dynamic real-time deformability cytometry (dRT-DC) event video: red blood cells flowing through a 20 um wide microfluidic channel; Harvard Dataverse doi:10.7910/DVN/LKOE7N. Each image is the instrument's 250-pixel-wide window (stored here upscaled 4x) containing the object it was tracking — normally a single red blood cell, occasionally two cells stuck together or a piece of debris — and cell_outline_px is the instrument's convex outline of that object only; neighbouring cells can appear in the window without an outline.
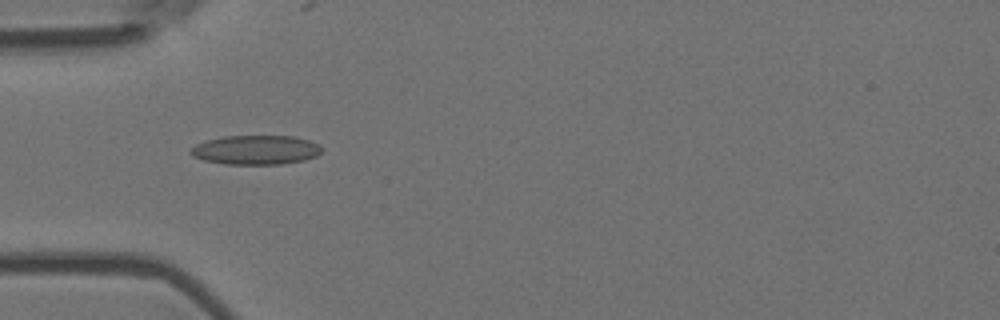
{"species": "Egyptian fruit bat (a non-hibernating species)", "species_latin": "Rousettus aegyptiacus", "temperature_condition": "room temperature", "stored_images_in_passage": 2, "camera_frame_rate_fps": 3000, "um_per_image_px": 0.085, "animal": {"sex": "female"}, "frame": {"image": 1, "passage_image": 1, "time_ms": 0.0, "image_size_px": [1000, 320], "cell_outline_px": [[324, 148], [316, 156], [304, 160], [280, 164], [224, 164], [204, 160], [192, 156], [188, 152], [196, 144], [208, 140], [224, 136], [296, 136], [320, 144]], "centroid_in_image_um": [21.76, 12.74], "position_along_channel_um": 63.2, "area_um2": 22.43}}
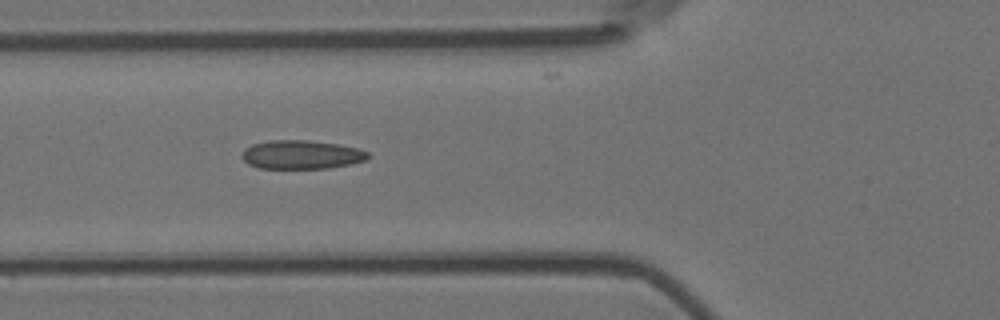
{"frame": {"image": 2, "passage_image": 2, "time_ms": 0.333, "image_size_px": [1000, 320], "cell_outline_px": [[368, 160], [352, 164], [328, 168], [260, 168], [248, 164], [240, 156], [244, 148], [252, 144], [268, 140], [308, 140], [340, 144], [356, 148], [368, 152]], "centroid_in_image_um": [25.61, 13.14], "position_along_channel_um": 100.2, "area_um2": 21.27}}